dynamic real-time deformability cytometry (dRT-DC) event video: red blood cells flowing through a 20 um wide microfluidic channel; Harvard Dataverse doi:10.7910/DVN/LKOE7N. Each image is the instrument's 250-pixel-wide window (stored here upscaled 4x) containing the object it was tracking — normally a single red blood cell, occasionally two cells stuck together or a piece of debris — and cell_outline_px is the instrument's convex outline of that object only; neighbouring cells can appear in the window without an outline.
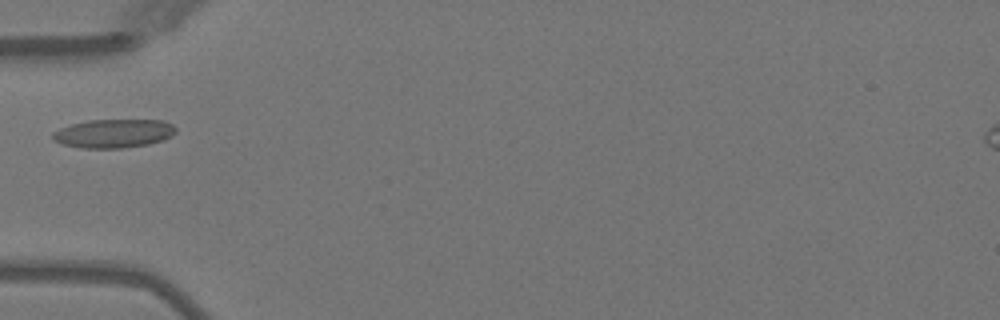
{"species": "Egyptian fruit bat (a non-hibernating species)", "species_latin": "Rousettus aegyptiacus", "temperature_condition": "warm", "stored_images_in_passage": 35, "camera_frame_rate_fps": 3000, "um_per_image_px": 0.085, "animal": {"sex": "female"}, "frame": {"image": 1, "passage_image": 1, "time_ms": 0.0, "image_size_px": [1000, 320], "cell_outline_px": [[176, 132], [172, 136], [164, 140], [148, 144], [124, 148], [80, 148], [60, 144], [52, 140], [52, 132], [60, 128], [72, 124], [88, 120], [164, 120], [172, 124], [176, 128]], "centroid_in_image_um": [9.65, 11.35], "position_along_channel_um": 75.4, "area_um2": 20.81}}
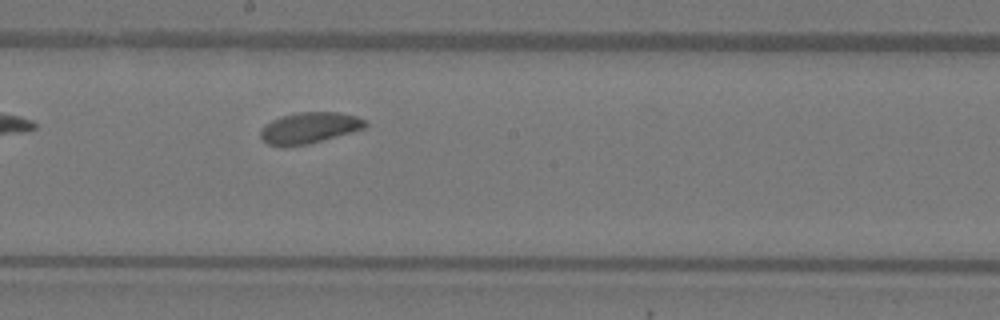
{"frame": {"image": 2, "passage_image": 12, "time_ms": 3.667, "image_size_px": [1000, 320], "cell_outline_px": [[368, 124], [364, 128], [308, 144], [284, 148], [268, 144], [260, 136], [260, 132], [264, 124], [272, 120], [296, 112], [340, 112], [356, 116], [368, 120]], "centroid_in_image_um": [26.28, 10.87], "position_along_channel_um": 221.9, "area_um2": 19.07}}
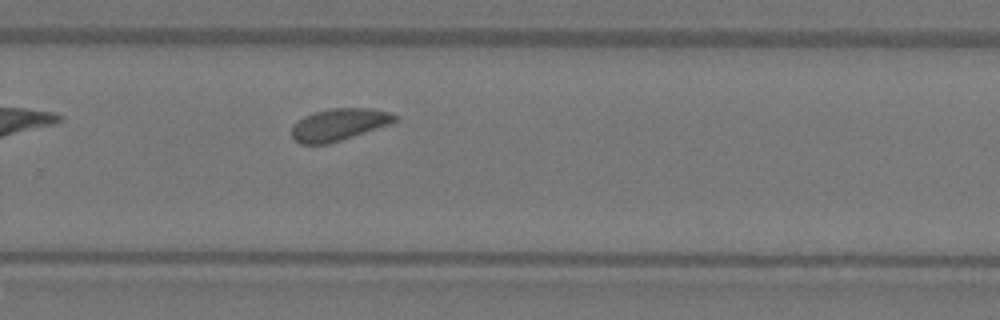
{"frame": {"image": 3, "passage_image": 18, "time_ms": 5.667, "image_size_px": [1000, 320], "cell_outline_px": [[396, 120], [392, 124], [328, 144], [300, 144], [292, 136], [292, 124], [304, 116], [312, 112], [332, 108], [368, 108], [388, 112], [396, 116]], "centroid_in_image_um": [28.79, 10.59], "position_along_channel_um": 301.0, "area_um2": 19.25}}